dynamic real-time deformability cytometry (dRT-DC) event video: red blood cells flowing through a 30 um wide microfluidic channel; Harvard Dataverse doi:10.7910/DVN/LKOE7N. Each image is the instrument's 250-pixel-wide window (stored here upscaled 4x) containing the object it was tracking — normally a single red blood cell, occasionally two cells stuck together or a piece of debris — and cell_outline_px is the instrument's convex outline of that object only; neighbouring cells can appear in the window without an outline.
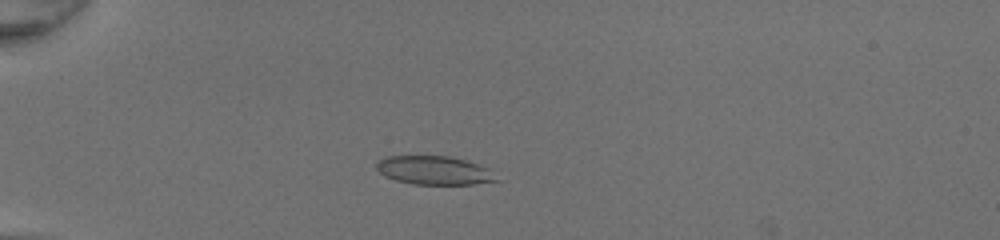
{"species": "common noctule bat (a hibernating species)", "species_latin": "Nyctalus noctula", "temperature_condition": "room temperature", "stored_images_in_passage": 19, "camera_frame_rate_fps": 3000, "um_per_image_px": 0.085, "animal": {"sex": "female", "body_mass_g": 20.0, "forearm_length_mm": 54.0}, "frame": {"image": 1, "passage_image": 16, "time_ms": 5.0, "image_size_px": [1000, 240], "cell_outline_px": [[500, 180], [472, 184], [412, 184], [396, 180], [384, 176], [376, 168], [376, 160], [388, 156], [448, 156], [464, 160], [488, 168]], "centroid_in_image_um": [36.86, 14.48], "position_along_channel_um": 48.1, "area_um2": 19.88}}